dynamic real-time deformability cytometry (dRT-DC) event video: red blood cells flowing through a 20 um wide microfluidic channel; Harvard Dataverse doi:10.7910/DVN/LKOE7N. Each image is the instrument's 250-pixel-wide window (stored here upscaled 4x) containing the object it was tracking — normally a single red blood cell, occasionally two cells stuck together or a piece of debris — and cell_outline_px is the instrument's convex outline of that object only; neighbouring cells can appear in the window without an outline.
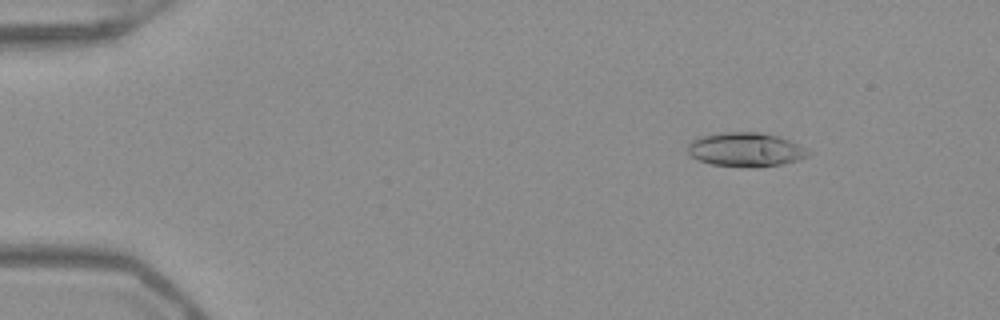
{"species": "Egyptian fruit bat (a non-hibernating species)", "species_latin": "Rousettus aegyptiacus", "temperature_condition": "warm", "stored_images_in_passage": 52, "camera_frame_rate_fps": 3000, "um_per_image_px": 0.085, "frame": {"image": 1, "passage_image": 7, "time_ms": 2.0, "image_size_px": [1000, 320], "cell_outline_px": [[812, 152], [808, 156], [800, 160], [784, 164], [748, 168], [744, 168], [712, 164], [700, 160], [692, 156], [688, 152], [688, 144], [692, 140], [704, 136], [720, 132], [760, 132], [776, 136], [788, 140], [808, 148]], "centroid_in_image_um": [63.43, 12.73], "position_along_channel_um": 21.6, "area_um2": 24.04}}
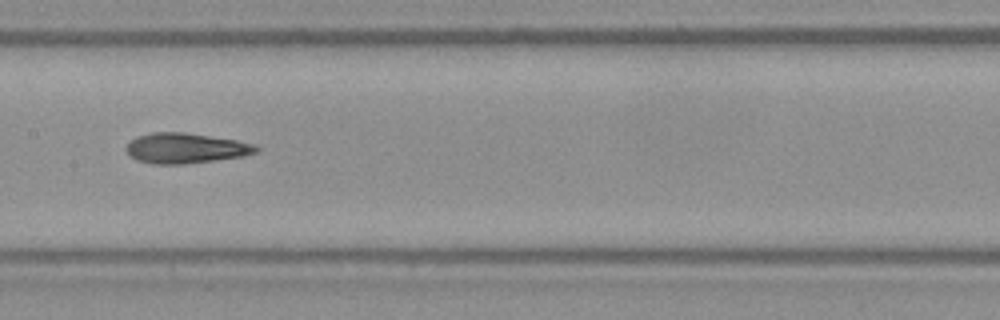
{"frame": {"image": 2, "passage_image": 27, "time_ms": 8.667, "image_size_px": [1000, 320], "cell_outline_px": [[260, 152], [244, 156], [216, 160], [184, 164], [152, 164], [136, 160], [128, 156], [124, 148], [136, 136], [152, 132], [184, 132], [236, 140], [256, 144], [260, 148]], "centroid_in_image_um": [15.78, 12.6], "position_along_channel_um": 191.6, "area_um2": 23.24}}
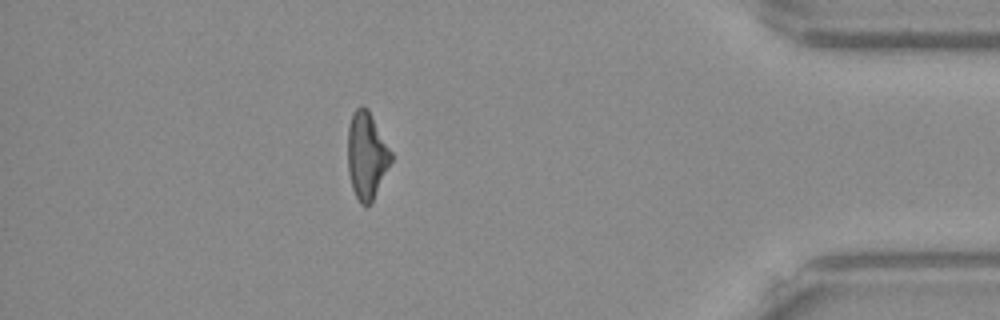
{"frame": {"image": 3, "passage_image": 46, "time_ms": 15.0, "image_size_px": [1000, 320], "cell_outline_px": [[392, 160], [372, 204], [360, 204], [352, 188], [348, 172], [348, 124], [352, 112], [360, 104], [364, 104], [368, 108], [392, 152]], "centroid_in_image_um": [31.16, 13.18], "position_along_channel_um": 404.0, "area_um2": 22.25}, "authors_computed_cell_mechanics": {"area_um2": 23.0622, "velocity_mm_per_s": 3.9774, "shape_relaxation_time_tau1_ms": 7.3825, "shape_relaxation_time_tau2_ms": 1.6095, "deformation_change_tau1": 0.2399, "deformation_change_tau2": 0.1103}}